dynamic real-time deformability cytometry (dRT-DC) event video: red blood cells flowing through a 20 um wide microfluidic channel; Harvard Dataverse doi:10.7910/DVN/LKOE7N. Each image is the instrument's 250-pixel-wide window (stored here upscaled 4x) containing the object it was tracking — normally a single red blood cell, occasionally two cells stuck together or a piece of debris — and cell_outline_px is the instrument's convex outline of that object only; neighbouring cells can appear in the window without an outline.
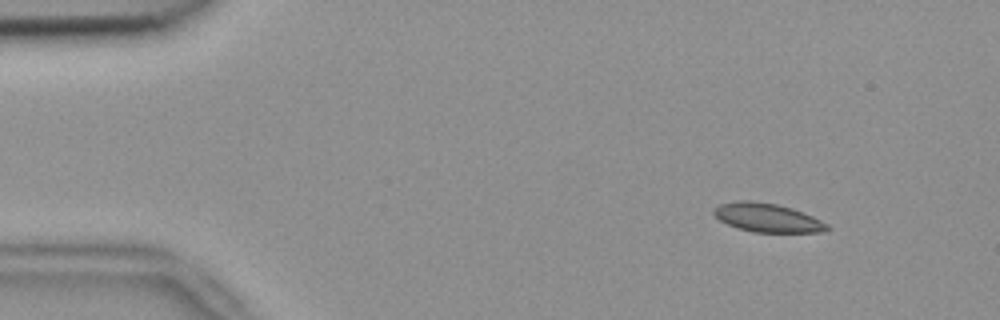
{"species": "common noctule bat (a hibernating species)", "species_latin": "Nyctalus noctula", "temperature_condition": "room temperature", "stored_images_in_passage": 55, "camera_frame_rate_fps": 3000, "um_per_image_px": 0.085, "animal": {"sex": "female", "body_mass_g": 18.4}, "frame": {"image": 1, "passage_image": 6, "time_ms": 1.667, "image_size_px": [1000, 320], "cell_outline_px": [[832, 228], [824, 232], [752, 232], [736, 228], [720, 220], [712, 212], [720, 204], [736, 200], [752, 200], [776, 204], [792, 208], [812, 216], [828, 224]], "centroid_in_image_um": [65.24, 18.51], "position_along_channel_um": 19.8, "area_um2": 19.02}}
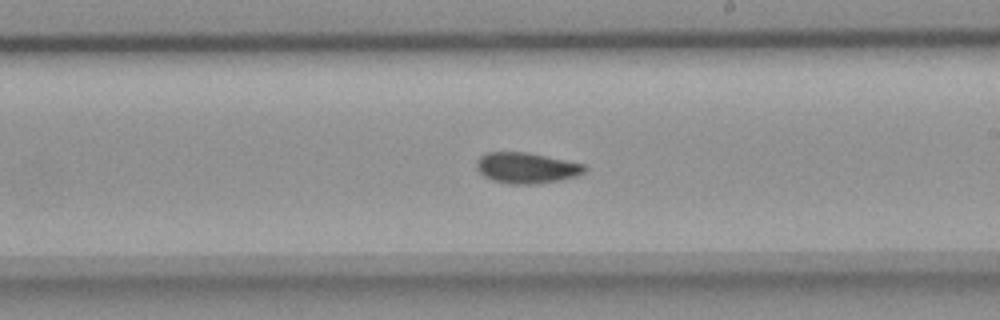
{"frame": {"image": 2, "passage_image": 31, "time_ms": 10.0, "image_size_px": [1000, 320], "cell_outline_px": [[588, 168], [580, 176], [560, 180], [536, 184], [508, 184], [492, 180], [484, 176], [476, 168], [476, 160], [484, 152], [524, 152], [584, 164]], "centroid_in_image_um": [44.74, 14.28], "position_along_channel_um": 244.3, "area_um2": 19.48}}
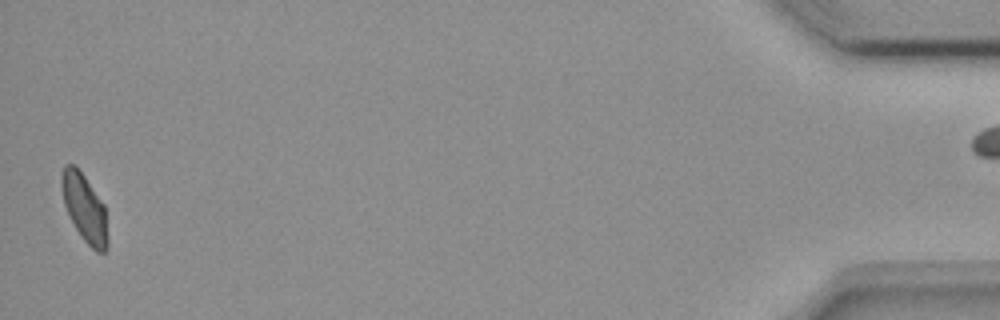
{"frame": {"image": 3, "passage_image": 53, "time_ms": 17.333, "image_size_px": [1000, 320], "cell_outline_px": [[108, 248], [104, 252], [96, 252], [84, 240], [76, 228], [64, 204], [60, 188], [60, 176], [64, 164], [72, 164], [84, 176], [104, 204], [108, 236]], "centroid_in_image_um": [7.18, 17.68], "position_along_channel_um": 428.0, "area_um2": 18.09}, "authors_computed_cell_mechanics": {"area_um2": 19.1318, "velocity_mm_per_s": 3.751, "shape_relaxation_time_tau1_ms": null, "shape_relaxation_time_tau2_ms": 4.7577, "deformation_change_tau1": null, "deformation_change_tau2": 0.0628}}